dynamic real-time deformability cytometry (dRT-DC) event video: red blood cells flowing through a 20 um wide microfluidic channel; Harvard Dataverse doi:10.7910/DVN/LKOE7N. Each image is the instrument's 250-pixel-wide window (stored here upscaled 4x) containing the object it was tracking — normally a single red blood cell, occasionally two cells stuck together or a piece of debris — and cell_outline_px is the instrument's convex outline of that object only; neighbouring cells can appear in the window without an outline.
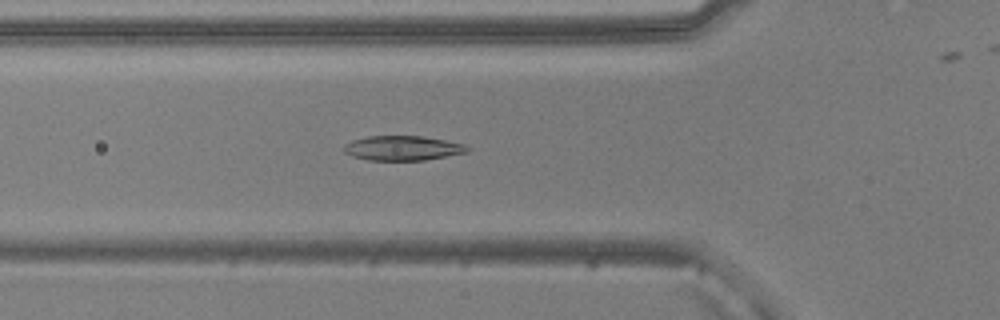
{"species": "common noctule bat (a hibernating species)", "species_latin": "Nyctalus noctula", "temperature_condition": "warm", "stored_images_in_passage": 52, "camera_frame_rate_fps": 3000, "um_per_image_px": 0.085, "animal": {"sex": "male", "body_mass_g": 20.5, "forearm_length_mm": 52.5}, "frame": {"image": 1, "passage_image": 17, "time_ms": 5.333, "image_size_px": [1000, 320], "cell_outline_px": [[472, 148], [468, 152], [424, 160], [368, 160], [352, 156], [344, 152], [344, 144], [352, 140], [368, 136], [424, 136], [464, 144]], "centroid_in_image_um": [34.23, 12.58], "position_along_channel_um": 91.6, "area_um2": 17.74}}
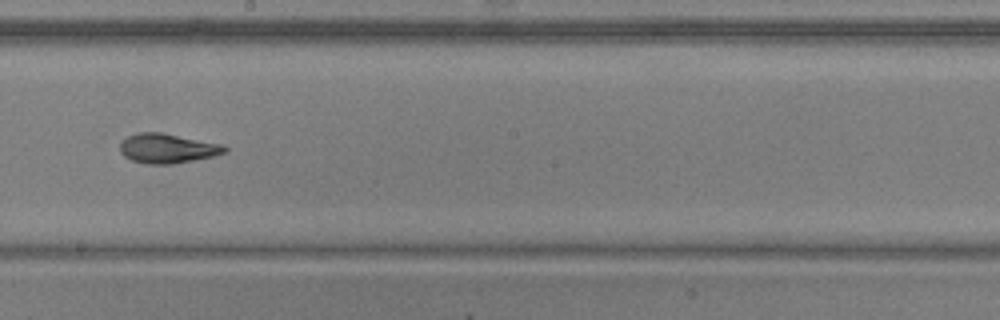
{"frame": {"image": 2, "passage_image": 28, "time_ms": 9.0, "image_size_px": [1000, 320], "cell_outline_px": [[228, 148], [224, 152], [212, 156], [172, 164], [144, 164], [132, 160], [124, 156], [120, 152], [120, 144], [128, 136], [136, 132], [160, 132], [224, 144]], "centroid_in_image_um": [14.21, 12.61], "position_along_channel_um": 234.0, "area_um2": 17.98}}
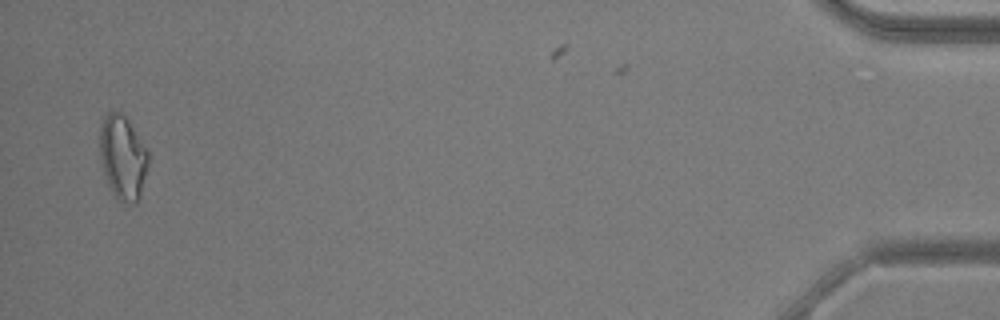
{"frame": {"image": 3, "passage_image": 50, "time_ms": 16.333, "image_size_px": [1000, 320], "cell_outline_px": [[148, 168], [140, 196], [136, 204], [132, 204], [120, 200], [112, 192], [108, 184], [100, 160], [100, 124], [104, 116], [112, 108], [120, 112], [128, 120], [148, 148]], "centroid_in_image_um": [10.44, 13.34], "position_along_channel_um": 424.8, "area_um2": 24.04}, "authors_computed_cell_mechanics": {"area_um2": 18.785, "velocity_mm_per_s": 3.8613, "shape_relaxation_time_tau1_ms": 6.9899, "shape_relaxation_time_tau2_ms": 2.7332, "deformation_change_tau1": 0.2094, "deformation_change_tau2": 0.0906}}